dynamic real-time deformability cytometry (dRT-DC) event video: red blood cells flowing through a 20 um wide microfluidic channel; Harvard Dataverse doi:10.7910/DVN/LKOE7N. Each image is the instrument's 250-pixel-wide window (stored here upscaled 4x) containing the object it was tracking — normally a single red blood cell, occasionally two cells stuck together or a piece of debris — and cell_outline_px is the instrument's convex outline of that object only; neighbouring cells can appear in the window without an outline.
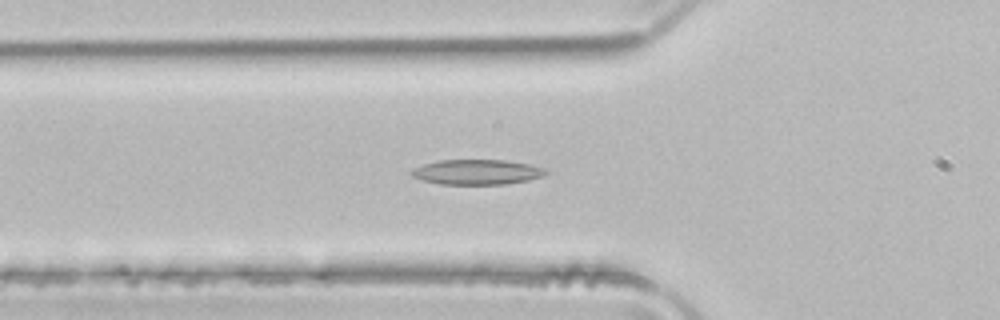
{"species": "common noctule bat (a hibernating species)", "species_latin": "Nyctalus noctula", "temperature_condition": "room temperature", "stored_images_in_passage": 50, "camera_frame_rate_fps": 3000, "um_per_image_px": 0.085, "animal": {"sex": "male", "body_mass_g": 21.5, "forearm_length_mm": 52.0}, "frame": {"image": 1, "passage_image": 17, "time_ms": 5.333, "image_size_px": [1000, 320], "cell_outline_px": [[548, 172], [544, 176], [528, 180], [508, 184], [440, 184], [420, 180], [412, 176], [408, 172], [412, 168], [424, 164], [440, 160], [504, 160], [528, 164], [544, 168]], "centroid_in_image_um": [40.5, 14.63], "position_along_channel_um": 85.3, "area_um2": 19.71}}
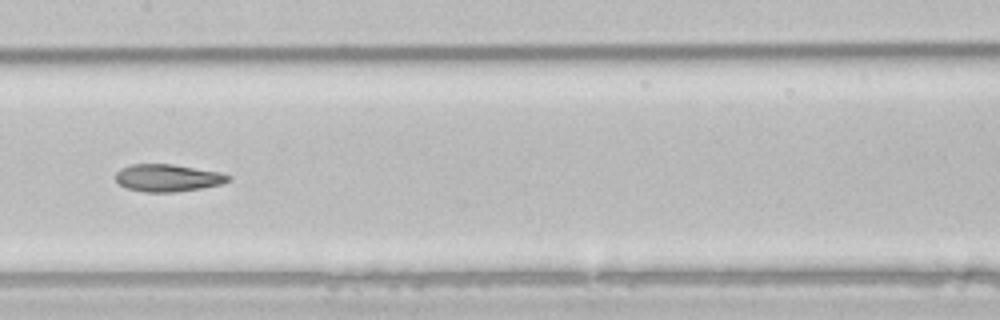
{"frame": {"image": 2, "passage_image": 25, "time_ms": 8.0, "image_size_px": [1000, 320], "cell_outline_px": [[232, 180], [220, 184], [200, 188], [176, 192], [144, 192], [128, 188], [120, 184], [116, 180], [116, 172], [120, 168], [132, 164], [172, 164], [220, 172], [232, 176]], "centroid_in_image_um": [14.27, 15.11], "position_along_channel_um": 193.1, "area_um2": 17.92}}
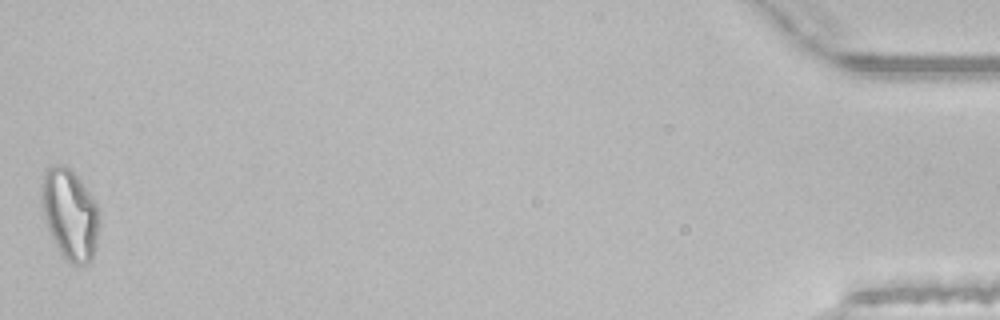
{"frame": {"image": 3, "passage_image": 50, "time_ms": 16.333, "image_size_px": [1000, 320], "cell_outline_px": [[100, 224], [96, 248], [92, 260], [84, 264], [72, 264], [64, 260], [48, 228], [44, 216], [40, 200], [40, 188], [44, 172], [48, 168], [56, 164], [68, 168], [80, 180], [92, 196], [100, 208]], "centroid_in_image_um": [5.96, 18.23], "position_along_channel_um": 429.2, "area_um2": 30.81}, "authors_computed_cell_mechanics": {"area_um2": 20.7213, "velocity_mm_per_s": 4.0104, "shape_relaxation_time_tau1_ms": null, "shape_relaxation_time_tau2_ms": 2.4143, "deformation_change_tau1": null, "deformation_change_tau2": 0.0991}}